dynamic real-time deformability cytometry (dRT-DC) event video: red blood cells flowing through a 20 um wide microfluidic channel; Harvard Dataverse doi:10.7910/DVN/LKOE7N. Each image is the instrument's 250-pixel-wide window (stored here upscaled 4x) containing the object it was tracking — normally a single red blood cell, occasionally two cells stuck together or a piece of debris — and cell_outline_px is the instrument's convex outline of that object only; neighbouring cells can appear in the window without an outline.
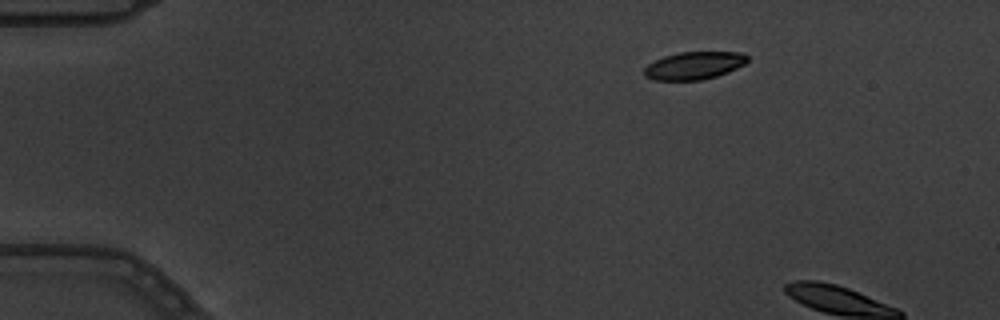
{"species": "common noctule bat (a hibernating species)", "species_latin": "Nyctalus noctula", "temperature_condition": "warm", "stored_images_in_passage": 9, "camera_frame_rate_fps": 3000, "um_per_image_px": 0.085, "animal": {"sex": "male", "body_mass_g": 19.5, "forearm_length_mm": 54.6}, "frame": {"image": 1, "passage_image": 1, "time_ms": 0.0, "image_size_px": [1000, 320], "cell_outline_px": [[748, 60], [744, 64], [728, 72], [716, 76], [700, 80], [652, 80], [644, 76], [644, 68], [648, 64], [664, 56], [680, 52], [744, 52], [748, 56]], "centroid_in_image_um": [58.99, 5.57], "position_along_channel_um": 26.0, "area_um2": 16.65}}